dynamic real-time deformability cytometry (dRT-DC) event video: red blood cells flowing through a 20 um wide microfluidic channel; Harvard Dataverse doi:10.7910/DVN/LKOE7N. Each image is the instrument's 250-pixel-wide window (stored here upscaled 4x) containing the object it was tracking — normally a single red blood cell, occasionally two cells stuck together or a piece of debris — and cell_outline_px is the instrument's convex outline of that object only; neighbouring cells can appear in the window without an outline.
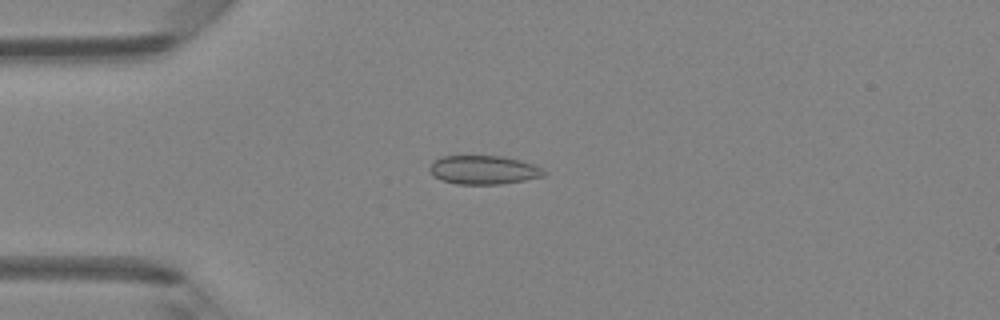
{"species": "Egyptian fruit bat (a non-hibernating species)", "species_latin": "Rousettus aegyptiacus", "temperature_condition": "room temperature", "stored_images_in_passage": 47, "camera_frame_rate_fps": 3000, "um_per_image_px": 0.085, "animal": {"sex": "female"}, "frame": {"image": 1, "passage_image": 12, "time_ms": 3.667, "image_size_px": [1000, 320], "cell_outline_px": [[548, 172], [544, 176], [524, 180], [500, 184], [456, 184], [440, 180], [428, 168], [432, 160], [440, 156], [500, 156], [520, 160], [532, 164]], "centroid_in_image_um": [41.08, 14.44], "position_along_channel_um": 43.9, "area_um2": 19.13}}
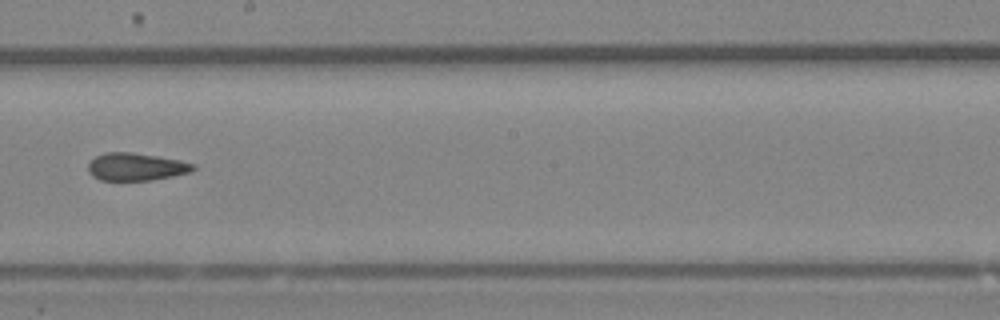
{"frame": {"image": 2, "passage_image": 27, "time_ms": 8.667, "image_size_px": [1000, 320], "cell_outline_px": [[196, 168], [192, 172], [152, 180], [100, 180], [92, 176], [88, 172], [88, 164], [96, 156], [104, 152], [132, 152], [180, 160], [196, 164]], "centroid_in_image_um": [11.58, 14.17], "position_along_channel_um": 236.6, "area_um2": 16.99}}
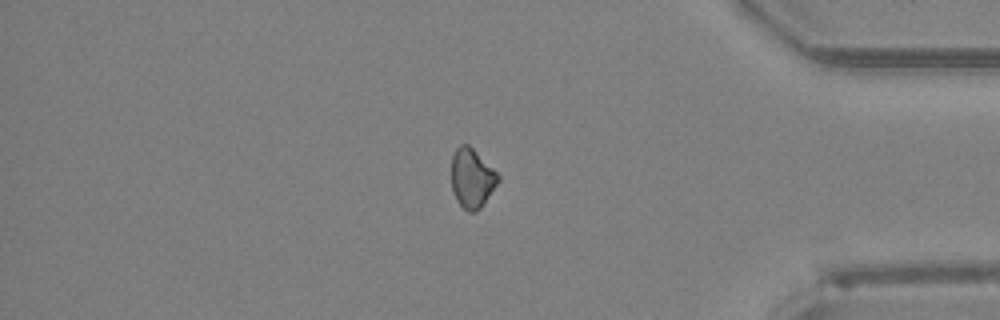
{"frame": {"image": 3, "passage_image": 40, "time_ms": 13.0, "image_size_px": [1000, 320], "cell_outline_px": [[500, 180], [480, 208], [476, 212], [468, 212], [456, 200], [452, 188], [452, 156], [456, 148], [460, 144], [468, 144], [500, 176]], "centroid_in_image_um": [40.1, 15.15], "position_along_channel_um": 395.1, "area_um2": 15.9}, "authors_computed_cell_mechanics": {"area_um2": 17.4556, "velocity_mm_per_s": 4.258, "shape_relaxation_time_tau1_ms": null, "shape_relaxation_time_tau2_ms": 2.666, "deformation_change_tau1": null, "deformation_change_tau2": 0.0458}}